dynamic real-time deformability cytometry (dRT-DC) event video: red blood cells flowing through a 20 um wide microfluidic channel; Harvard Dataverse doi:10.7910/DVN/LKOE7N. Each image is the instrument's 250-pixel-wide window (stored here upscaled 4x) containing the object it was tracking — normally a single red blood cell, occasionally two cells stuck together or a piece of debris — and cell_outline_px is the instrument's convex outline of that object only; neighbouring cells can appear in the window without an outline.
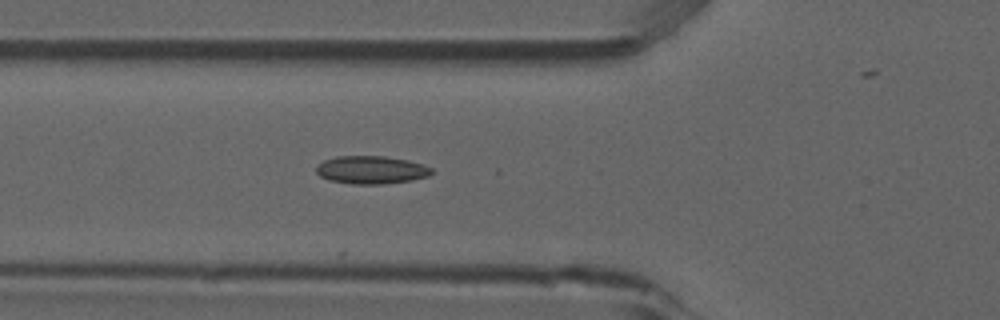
{"species": "common noctule bat (a hibernating species)", "species_latin": "Nyctalus noctula", "temperature_condition": "room temperature", "stored_images_in_passage": 6, "camera_frame_rate_fps": 3000, "um_per_image_px": 0.085, "animal": {"sex": "male", "forearm_length_mm": 52.5}, "frame": {"image": 1, "passage_image": 6, "time_ms": 1.667, "image_size_px": [1000, 320], "cell_outline_px": [[432, 172], [428, 176], [412, 180], [380, 184], [352, 184], [328, 180], [320, 176], [316, 172], [316, 168], [324, 160], [336, 156], [384, 156], [408, 160], [424, 164], [432, 168]], "centroid_in_image_um": [31.56, 14.44], "position_along_channel_um": 94.2, "area_um2": 18.79}}